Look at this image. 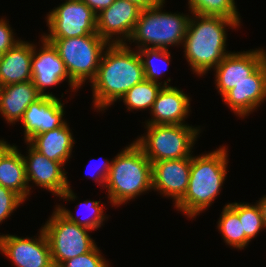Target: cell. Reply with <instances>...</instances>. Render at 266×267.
Masks as SVG:
<instances>
[{
  "label": "cell",
  "instance_id": "6da1fadb",
  "mask_svg": "<svg viewBox=\"0 0 266 267\" xmlns=\"http://www.w3.org/2000/svg\"><path fill=\"white\" fill-rule=\"evenodd\" d=\"M145 80L141 58L126 43L109 44L90 82L93 107L99 112L114 105L135 84Z\"/></svg>",
  "mask_w": 266,
  "mask_h": 267
},
{
  "label": "cell",
  "instance_id": "7a4b0ae2",
  "mask_svg": "<svg viewBox=\"0 0 266 267\" xmlns=\"http://www.w3.org/2000/svg\"><path fill=\"white\" fill-rule=\"evenodd\" d=\"M192 14L185 39L184 57L193 74L203 76L214 69L231 51H226L227 28L240 24L222 16Z\"/></svg>",
  "mask_w": 266,
  "mask_h": 267
},
{
  "label": "cell",
  "instance_id": "3957f363",
  "mask_svg": "<svg viewBox=\"0 0 266 267\" xmlns=\"http://www.w3.org/2000/svg\"><path fill=\"white\" fill-rule=\"evenodd\" d=\"M227 149L222 145L207 154L192 155L187 191L174 204V207L188 218H196L209 208L220 194L228 171Z\"/></svg>",
  "mask_w": 266,
  "mask_h": 267
},
{
  "label": "cell",
  "instance_id": "277c9868",
  "mask_svg": "<svg viewBox=\"0 0 266 267\" xmlns=\"http://www.w3.org/2000/svg\"><path fill=\"white\" fill-rule=\"evenodd\" d=\"M111 161L104 188L112 207L152 190V163L134 141Z\"/></svg>",
  "mask_w": 266,
  "mask_h": 267
},
{
  "label": "cell",
  "instance_id": "5b68a950",
  "mask_svg": "<svg viewBox=\"0 0 266 267\" xmlns=\"http://www.w3.org/2000/svg\"><path fill=\"white\" fill-rule=\"evenodd\" d=\"M163 7L164 4L141 10L127 45L134 42L136 50L143 48L168 50L170 46L183 44L191 16L181 12H162Z\"/></svg>",
  "mask_w": 266,
  "mask_h": 267
},
{
  "label": "cell",
  "instance_id": "8992f818",
  "mask_svg": "<svg viewBox=\"0 0 266 267\" xmlns=\"http://www.w3.org/2000/svg\"><path fill=\"white\" fill-rule=\"evenodd\" d=\"M146 133L135 139L151 163L192 157L201 128L186 124H145ZM192 152V153H191Z\"/></svg>",
  "mask_w": 266,
  "mask_h": 267
},
{
  "label": "cell",
  "instance_id": "52a82bcc",
  "mask_svg": "<svg viewBox=\"0 0 266 267\" xmlns=\"http://www.w3.org/2000/svg\"><path fill=\"white\" fill-rule=\"evenodd\" d=\"M57 49L70 79L81 88L91 82L97 73L104 50L109 43L97 32L81 37L46 39Z\"/></svg>",
  "mask_w": 266,
  "mask_h": 267
},
{
  "label": "cell",
  "instance_id": "ba28073f",
  "mask_svg": "<svg viewBox=\"0 0 266 267\" xmlns=\"http://www.w3.org/2000/svg\"><path fill=\"white\" fill-rule=\"evenodd\" d=\"M50 245L52 261L60 267L65 261L91 251L95 240L89 235V228L80 226L65 218L56 208L49 220L42 225Z\"/></svg>",
  "mask_w": 266,
  "mask_h": 267
},
{
  "label": "cell",
  "instance_id": "9c48e42d",
  "mask_svg": "<svg viewBox=\"0 0 266 267\" xmlns=\"http://www.w3.org/2000/svg\"><path fill=\"white\" fill-rule=\"evenodd\" d=\"M45 39H64L95 34L97 15L82 0H65L47 14Z\"/></svg>",
  "mask_w": 266,
  "mask_h": 267
},
{
  "label": "cell",
  "instance_id": "30bf717a",
  "mask_svg": "<svg viewBox=\"0 0 266 267\" xmlns=\"http://www.w3.org/2000/svg\"><path fill=\"white\" fill-rule=\"evenodd\" d=\"M27 156L22 154L26 177L28 181L29 192L32 189V185L29 186V182L35 184V186L44 188L61 199L66 201H74L77 196L71 189L69 180L64 170V165L61 162L48 159L46 156L35 150L28 142Z\"/></svg>",
  "mask_w": 266,
  "mask_h": 267
},
{
  "label": "cell",
  "instance_id": "8fae6325",
  "mask_svg": "<svg viewBox=\"0 0 266 267\" xmlns=\"http://www.w3.org/2000/svg\"><path fill=\"white\" fill-rule=\"evenodd\" d=\"M40 49L33 44V56L31 60L32 83L41 96L57 97L51 93H46L48 87L59 85L63 81H68L72 92H76L79 87L70 79L64 62L57 49L43 36L41 38Z\"/></svg>",
  "mask_w": 266,
  "mask_h": 267
},
{
  "label": "cell",
  "instance_id": "7c38bea8",
  "mask_svg": "<svg viewBox=\"0 0 266 267\" xmlns=\"http://www.w3.org/2000/svg\"><path fill=\"white\" fill-rule=\"evenodd\" d=\"M36 238L0 235V251L16 267H55L50 245L42 227ZM33 238V239H32Z\"/></svg>",
  "mask_w": 266,
  "mask_h": 267
},
{
  "label": "cell",
  "instance_id": "4fadbf2b",
  "mask_svg": "<svg viewBox=\"0 0 266 267\" xmlns=\"http://www.w3.org/2000/svg\"><path fill=\"white\" fill-rule=\"evenodd\" d=\"M266 61V50L250 49L230 52L213 70L215 87L222 97L237 84L248 79Z\"/></svg>",
  "mask_w": 266,
  "mask_h": 267
},
{
  "label": "cell",
  "instance_id": "5bb4252c",
  "mask_svg": "<svg viewBox=\"0 0 266 267\" xmlns=\"http://www.w3.org/2000/svg\"><path fill=\"white\" fill-rule=\"evenodd\" d=\"M141 10L127 0H115L109 8L103 9L97 15V34L109 44L126 43L132 35Z\"/></svg>",
  "mask_w": 266,
  "mask_h": 267
},
{
  "label": "cell",
  "instance_id": "9a60e30c",
  "mask_svg": "<svg viewBox=\"0 0 266 267\" xmlns=\"http://www.w3.org/2000/svg\"><path fill=\"white\" fill-rule=\"evenodd\" d=\"M190 169L191 157L152 163V189L176 204L187 191Z\"/></svg>",
  "mask_w": 266,
  "mask_h": 267
},
{
  "label": "cell",
  "instance_id": "2e32d148",
  "mask_svg": "<svg viewBox=\"0 0 266 267\" xmlns=\"http://www.w3.org/2000/svg\"><path fill=\"white\" fill-rule=\"evenodd\" d=\"M222 100L237 117L245 118L266 101V61L247 80L227 91Z\"/></svg>",
  "mask_w": 266,
  "mask_h": 267
},
{
  "label": "cell",
  "instance_id": "e0dca14e",
  "mask_svg": "<svg viewBox=\"0 0 266 267\" xmlns=\"http://www.w3.org/2000/svg\"><path fill=\"white\" fill-rule=\"evenodd\" d=\"M64 104L58 97L41 96L31 103L20 121L24 129V141L34 135L63 126L65 121Z\"/></svg>",
  "mask_w": 266,
  "mask_h": 267
},
{
  "label": "cell",
  "instance_id": "ac0fdd59",
  "mask_svg": "<svg viewBox=\"0 0 266 267\" xmlns=\"http://www.w3.org/2000/svg\"><path fill=\"white\" fill-rule=\"evenodd\" d=\"M190 97L183 90L173 86H163L153 103L150 116L145 124H185L190 115Z\"/></svg>",
  "mask_w": 266,
  "mask_h": 267
},
{
  "label": "cell",
  "instance_id": "d6986e66",
  "mask_svg": "<svg viewBox=\"0 0 266 267\" xmlns=\"http://www.w3.org/2000/svg\"><path fill=\"white\" fill-rule=\"evenodd\" d=\"M0 185L17 193L24 201L28 198L25 163L16 145L0 139Z\"/></svg>",
  "mask_w": 266,
  "mask_h": 267
},
{
  "label": "cell",
  "instance_id": "ffe728a7",
  "mask_svg": "<svg viewBox=\"0 0 266 267\" xmlns=\"http://www.w3.org/2000/svg\"><path fill=\"white\" fill-rule=\"evenodd\" d=\"M33 43L20 40L0 56V87L32 80Z\"/></svg>",
  "mask_w": 266,
  "mask_h": 267
},
{
  "label": "cell",
  "instance_id": "44dd1931",
  "mask_svg": "<svg viewBox=\"0 0 266 267\" xmlns=\"http://www.w3.org/2000/svg\"><path fill=\"white\" fill-rule=\"evenodd\" d=\"M41 95L31 80L0 87V114L11 125L21 121L27 107Z\"/></svg>",
  "mask_w": 266,
  "mask_h": 267
},
{
  "label": "cell",
  "instance_id": "7402d4cb",
  "mask_svg": "<svg viewBox=\"0 0 266 267\" xmlns=\"http://www.w3.org/2000/svg\"><path fill=\"white\" fill-rule=\"evenodd\" d=\"M68 123L56 129L34 135L27 142L50 160L61 162L64 166L72 156L74 137Z\"/></svg>",
  "mask_w": 266,
  "mask_h": 267
},
{
  "label": "cell",
  "instance_id": "603a6c76",
  "mask_svg": "<svg viewBox=\"0 0 266 267\" xmlns=\"http://www.w3.org/2000/svg\"><path fill=\"white\" fill-rule=\"evenodd\" d=\"M217 223L226 245L242 250L249 244L237 213L228 204L224 206Z\"/></svg>",
  "mask_w": 266,
  "mask_h": 267
},
{
  "label": "cell",
  "instance_id": "cb8c5ba5",
  "mask_svg": "<svg viewBox=\"0 0 266 267\" xmlns=\"http://www.w3.org/2000/svg\"><path fill=\"white\" fill-rule=\"evenodd\" d=\"M137 52L141 58L145 79L163 86H170L167 84L171 81L170 77L166 79L167 81L164 80V82H159V79L166 70L168 71L167 68L171 62V52L166 49L158 48H143L138 49Z\"/></svg>",
  "mask_w": 266,
  "mask_h": 267
},
{
  "label": "cell",
  "instance_id": "d4e9b609",
  "mask_svg": "<svg viewBox=\"0 0 266 267\" xmlns=\"http://www.w3.org/2000/svg\"><path fill=\"white\" fill-rule=\"evenodd\" d=\"M163 85L144 80L141 83L135 84L129 89L119 101L123 100L127 110H145L151 111L153 103L157 99Z\"/></svg>",
  "mask_w": 266,
  "mask_h": 267
},
{
  "label": "cell",
  "instance_id": "484cf974",
  "mask_svg": "<svg viewBox=\"0 0 266 267\" xmlns=\"http://www.w3.org/2000/svg\"><path fill=\"white\" fill-rule=\"evenodd\" d=\"M187 3L190 13L222 16L241 25V16L237 11L235 0H188Z\"/></svg>",
  "mask_w": 266,
  "mask_h": 267
},
{
  "label": "cell",
  "instance_id": "4316f807",
  "mask_svg": "<svg viewBox=\"0 0 266 267\" xmlns=\"http://www.w3.org/2000/svg\"><path fill=\"white\" fill-rule=\"evenodd\" d=\"M228 205L237 213L245 231V236L250 241L256 238L262 230L266 229L262 212L257 202L256 204L233 202L228 203Z\"/></svg>",
  "mask_w": 266,
  "mask_h": 267
},
{
  "label": "cell",
  "instance_id": "83f0119b",
  "mask_svg": "<svg viewBox=\"0 0 266 267\" xmlns=\"http://www.w3.org/2000/svg\"><path fill=\"white\" fill-rule=\"evenodd\" d=\"M101 204L100 201H91V200H85L84 202H79L77 206L85 207V209L88 211L87 217H83V219L78 218V216H75L72 211L66 209L62 205H56V209L69 221H72L80 226L89 228L92 231H96L98 228H100L103 225V222L108 219L104 213V204ZM82 208V209H83ZM87 213V212H86Z\"/></svg>",
  "mask_w": 266,
  "mask_h": 267
},
{
  "label": "cell",
  "instance_id": "f1b7e54d",
  "mask_svg": "<svg viewBox=\"0 0 266 267\" xmlns=\"http://www.w3.org/2000/svg\"><path fill=\"white\" fill-rule=\"evenodd\" d=\"M97 245L89 252L65 261L60 267H110Z\"/></svg>",
  "mask_w": 266,
  "mask_h": 267
},
{
  "label": "cell",
  "instance_id": "f546056e",
  "mask_svg": "<svg viewBox=\"0 0 266 267\" xmlns=\"http://www.w3.org/2000/svg\"><path fill=\"white\" fill-rule=\"evenodd\" d=\"M25 202L17 193L0 185V224Z\"/></svg>",
  "mask_w": 266,
  "mask_h": 267
},
{
  "label": "cell",
  "instance_id": "4dcf8cb0",
  "mask_svg": "<svg viewBox=\"0 0 266 267\" xmlns=\"http://www.w3.org/2000/svg\"><path fill=\"white\" fill-rule=\"evenodd\" d=\"M12 27L9 25V21L6 18L0 19V54H4L11 49L21 38H15Z\"/></svg>",
  "mask_w": 266,
  "mask_h": 267
},
{
  "label": "cell",
  "instance_id": "1f68e13d",
  "mask_svg": "<svg viewBox=\"0 0 266 267\" xmlns=\"http://www.w3.org/2000/svg\"><path fill=\"white\" fill-rule=\"evenodd\" d=\"M111 162L112 161L107 160V159H105L104 161H100V164L96 167V171L94 170L91 175L92 179L96 181L97 183H99L100 187L102 186V188L105 187V182L108 177V173L111 167ZM88 167H90V165Z\"/></svg>",
  "mask_w": 266,
  "mask_h": 267
},
{
  "label": "cell",
  "instance_id": "d6a6232c",
  "mask_svg": "<svg viewBox=\"0 0 266 267\" xmlns=\"http://www.w3.org/2000/svg\"><path fill=\"white\" fill-rule=\"evenodd\" d=\"M96 15L109 6L115 0H82Z\"/></svg>",
  "mask_w": 266,
  "mask_h": 267
},
{
  "label": "cell",
  "instance_id": "836d02e7",
  "mask_svg": "<svg viewBox=\"0 0 266 267\" xmlns=\"http://www.w3.org/2000/svg\"><path fill=\"white\" fill-rule=\"evenodd\" d=\"M136 6L140 7L142 10L151 8V7H157L160 5L165 4V0H127Z\"/></svg>",
  "mask_w": 266,
  "mask_h": 267
},
{
  "label": "cell",
  "instance_id": "e575fe53",
  "mask_svg": "<svg viewBox=\"0 0 266 267\" xmlns=\"http://www.w3.org/2000/svg\"><path fill=\"white\" fill-rule=\"evenodd\" d=\"M258 205L260 206L261 212H262V217H263V222L266 227V195L261 197L259 201H257Z\"/></svg>",
  "mask_w": 266,
  "mask_h": 267
}]
</instances>
